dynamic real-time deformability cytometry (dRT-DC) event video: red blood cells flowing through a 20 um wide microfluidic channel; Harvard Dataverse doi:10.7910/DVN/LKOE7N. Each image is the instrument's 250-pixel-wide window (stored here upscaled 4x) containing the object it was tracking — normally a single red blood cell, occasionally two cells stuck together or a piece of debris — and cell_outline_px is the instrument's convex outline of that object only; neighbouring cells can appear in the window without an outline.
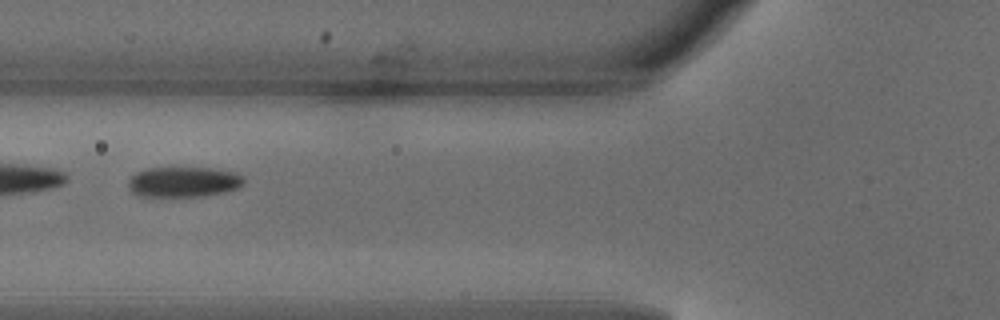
{"species": "common noctule bat (a hibernating species)", "species_latin": "Nyctalus noctula", "temperature_condition": "warm", "stored_images_in_passage": 3, "camera_frame_rate_fps": 3000, "um_per_image_px": 0.085, "animal": {"sex": "male", "body_mass_g": 18.8}, "frame": {"image": 1, "passage_image": 2, "time_ms": 0.333, "image_size_px": [1000, 320], "cell_outline_px": [[244, 184], [240, 188], [228, 192], [204, 196], [140, 196], [132, 192], [128, 188], [128, 180], [136, 172], [144, 168], [212, 168], [236, 172], [244, 176]], "centroid_in_image_um": [15.64, 15.46], "position_along_channel_um": 110.2, "area_um2": 20.75}}
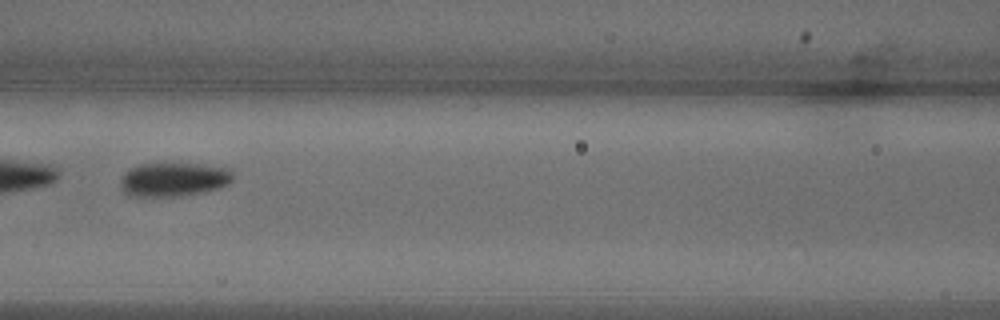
{"frame": {"image": 2, "passage_image": 3, "time_ms": 0.667, "image_size_px": [1000, 320], "cell_outline_px": [[232, 180], [228, 184], [220, 188], [204, 192], [184, 196], [128, 196], [120, 188], [120, 176], [128, 168], [140, 164], [200, 164], [232, 168]], "centroid_in_image_um": [14.74, 15.26], "position_along_channel_um": 151.9, "area_um2": 22.6}}